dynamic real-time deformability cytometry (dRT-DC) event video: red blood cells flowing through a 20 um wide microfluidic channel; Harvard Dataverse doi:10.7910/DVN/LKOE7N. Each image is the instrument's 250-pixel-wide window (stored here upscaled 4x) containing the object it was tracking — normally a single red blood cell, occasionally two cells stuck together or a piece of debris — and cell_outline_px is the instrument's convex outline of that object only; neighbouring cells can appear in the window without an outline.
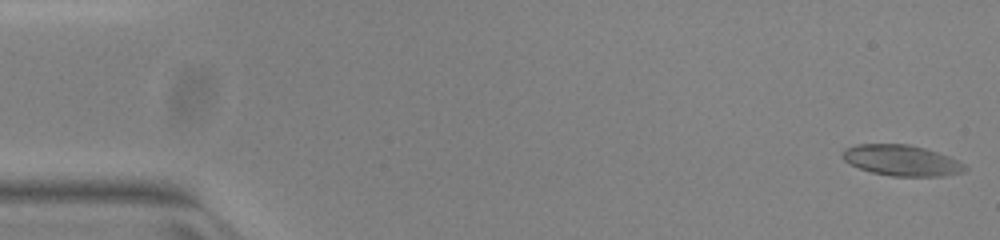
{"species": "common noctule bat (a hibernating species)", "species_latin": "Nyctalus noctula", "temperature_condition": "warm", "stored_images_in_passage": 52, "segment_of_instrument_passage": [1, 2], "camera_frame_rate_fps": 3000, "um_per_image_px": 0.085, "animal": {"sex": "female", "body_mass_g": 23.0, "forearm_length_mm": 53.4}, "frame": {"image": 1, "passage_image": 1, "time_ms": 0.0, "image_size_px": [1000, 240], "cell_outline_px": [[968, 168], [964, 172], [944, 176], [892, 176], [872, 172], [860, 168], [844, 160], [840, 156], [844, 148], [856, 144], [908, 144], [924, 148], [948, 156], [964, 164]], "centroid_in_image_um": [76.62, 13.63], "position_along_channel_um": 8.4, "area_um2": 21.91}}
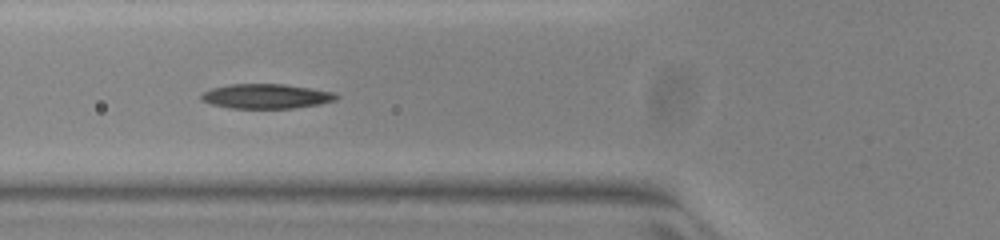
{"frame": {"image": 2, "passage_image": 19, "time_ms": 6.0, "image_size_px": [1000, 240], "cell_outline_px": [[340, 96], [336, 100], [320, 104], [292, 108], [232, 108], [212, 104], [200, 100], [200, 96], [204, 92], [212, 88], [232, 84], [284, 84], [332, 92]], "centroid_in_image_um": [22.62, 8.18], "position_along_channel_um": 103.2, "area_um2": 19.19}}
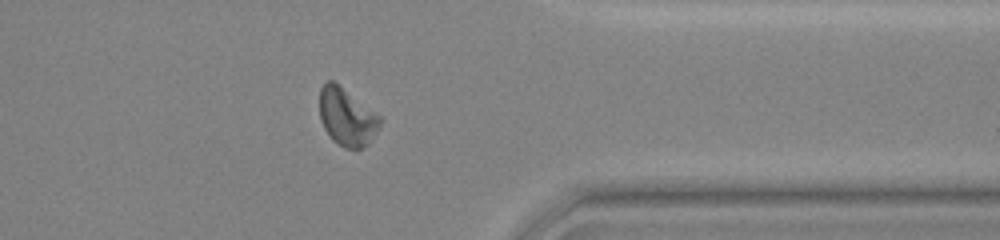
{"frame": {"image": 3, "passage_image": 41, "time_ms": 13.333, "image_size_px": [1000, 240], "cell_outline_px": [[384, 120], [368, 144], [360, 148], [344, 148], [332, 140], [324, 128], [320, 120], [320, 88], [328, 80], [332, 80], [380, 116]], "centroid_in_image_um": [29.48, 9.96], "position_along_channel_um": 381.9, "area_um2": 20.06}}